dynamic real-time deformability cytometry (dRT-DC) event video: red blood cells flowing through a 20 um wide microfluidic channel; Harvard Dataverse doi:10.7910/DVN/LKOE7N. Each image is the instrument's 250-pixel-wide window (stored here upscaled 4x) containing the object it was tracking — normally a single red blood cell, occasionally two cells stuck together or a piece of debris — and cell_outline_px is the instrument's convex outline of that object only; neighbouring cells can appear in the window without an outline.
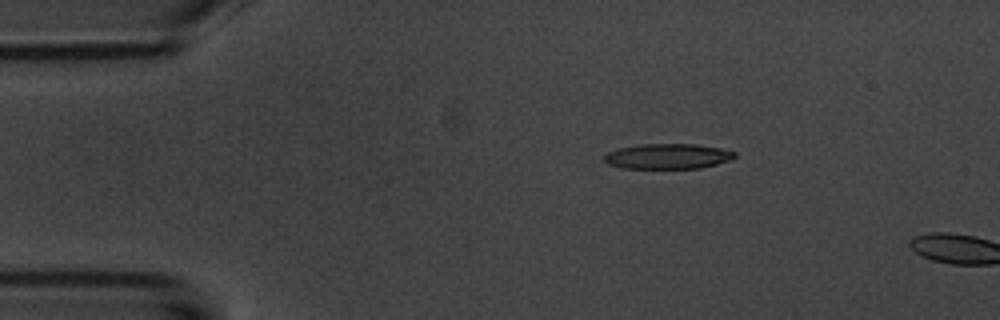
{"species": "common noctule bat (a hibernating species)", "species_latin": "Nyctalus noctula", "temperature_condition": "room temperature", "stored_images_in_passage": 5, "camera_frame_rate_fps": 3000, "um_per_image_px": 0.085, "animal": {"sex": "male", "body_mass_g": 20.1, "forearm_length_mm": 53.5}, "frame": {"image": 1, "passage_image": 5, "time_ms": 5.667, "image_size_px": [1000, 320], "cell_outline_px": [[736, 156], [732, 160], [700, 168], [620, 168], [608, 164], [604, 160], [604, 156], [608, 152], [620, 148], [640, 144], [696, 144], [720, 148], [736, 152]], "centroid_in_image_um": [56.77, 13.28], "position_along_channel_um": 28.2, "area_um2": 19.19}}